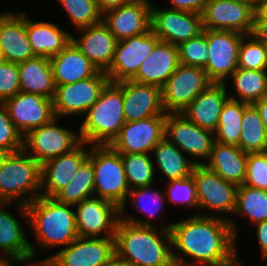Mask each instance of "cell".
I'll use <instances>...</instances> for the list:
<instances>
[{
  "mask_svg": "<svg viewBox=\"0 0 267 266\" xmlns=\"http://www.w3.org/2000/svg\"><path fill=\"white\" fill-rule=\"evenodd\" d=\"M248 103L228 98L219 116L217 129L214 131L215 141L222 144L238 146L241 122Z\"/></svg>",
  "mask_w": 267,
  "mask_h": 266,
  "instance_id": "37",
  "label": "cell"
},
{
  "mask_svg": "<svg viewBox=\"0 0 267 266\" xmlns=\"http://www.w3.org/2000/svg\"><path fill=\"white\" fill-rule=\"evenodd\" d=\"M123 90L109 82L88 109L80 127V138L88 145H110L125 123Z\"/></svg>",
  "mask_w": 267,
  "mask_h": 266,
  "instance_id": "4",
  "label": "cell"
},
{
  "mask_svg": "<svg viewBox=\"0 0 267 266\" xmlns=\"http://www.w3.org/2000/svg\"><path fill=\"white\" fill-rule=\"evenodd\" d=\"M257 235L258 246L260 247L261 261L267 258V221L254 224Z\"/></svg>",
  "mask_w": 267,
  "mask_h": 266,
  "instance_id": "48",
  "label": "cell"
},
{
  "mask_svg": "<svg viewBox=\"0 0 267 266\" xmlns=\"http://www.w3.org/2000/svg\"><path fill=\"white\" fill-rule=\"evenodd\" d=\"M114 256V237H78L64 249L46 257L36 265L103 266Z\"/></svg>",
  "mask_w": 267,
  "mask_h": 266,
  "instance_id": "10",
  "label": "cell"
},
{
  "mask_svg": "<svg viewBox=\"0 0 267 266\" xmlns=\"http://www.w3.org/2000/svg\"><path fill=\"white\" fill-rule=\"evenodd\" d=\"M238 68L267 70V45L252 34L244 35L239 47Z\"/></svg>",
  "mask_w": 267,
  "mask_h": 266,
  "instance_id": "41",
  "label": "cell"
},
{
  "mask_svg": "<svg viewBox=\"0 0 267 266\" xmlns=\"http://www.w3.org/2000/svg\"><path fill=\"white\" fill-rule=\"evenodd\" d=\"M26 31L35 56L51 58L62 51L70 42L71 35L55 23L33 21L26 14Z\"/></svg>",
  "mask_w": 267,
  "mask_h": 266,
  "instance_id": "30",
  "label": "cell"
},
{
  "mask_svg": "<svg viewBox=\"0 0 267 266\" xmlns=\"http://www.w3.org/2000/svg\"><path fill=\"white\" fill-rule=\"evenodd\" d=\"M168 187L165 191L167 201L188 208L198 210V199L196 192V185L193 179V175L187 178L170 180L167 182Z\"/></svg>",
  "mask_w": 267,
  "mask_h": 266,
  "instance_id": "43",
  "label": "cell"
},
{
  "mask_svg": "<svg viewBox=\"0 0 267 266\" xmlns=\"http://www.w3.org/2000/svg\"><path fill=\"white\" fill-rule=\"evenodd\" d=\"M116 84L123 90V112L126 122L166 115L161 87L158 85L141 84L132 80Z\"/></svg>",
  "mask_w": 267,
  "mask_h": 266,
  "instance_id": "21",
  "label": "cell"
},
{
  "mask_svg": "<svg viewBox=\"0 0 267 266\" xmlns=\"http://www.w3.org/2000/svg\"><path fill=\"white\" fill-rule=\"evenodd\" d=\"M85 145L87 143L81 142L72 151L41 164L40 196L54 197L67 186L81 164L88 158L90 145H87L88 148Z\"/></svg>",
  "mask_w": 267,
  "mask_h": 266,
  "instance_id": "22",
  "label": "cell"
},
{
  "mask_svg": "<svg viewBox=\"0 0 267 266\" xmlns=\"http://www.w3.org/2000/svg\"><path fill=\"white\" fill-rule=\"evenodd\" d=\"M151 30L161 41L178 46L203 33L202 14L160 9L151 4Z\"/></svg>",
  "mask_w": 267,
  "mask_h": 266,
  "instance_id": "15",
  "label": "cell"
},
{
  "mask_svg": "<svg viewBox=\"0 0 267 266\" xmlns=\"http://www.w3.org/2000/svg\"><path fill=\"white\" fill-rule=\"evenodd\" d=\"M20 92L31 93L53 99L56 84L51 60L48 57L35 56L18 64Z\"/></svg>",
  "mask_w": 267,
  "mask_h": 266,
  "instance_id": "31",
  "label": "cell"
},
{
  "mask_svg": "<svg viewBox=\"0 0 267 266\" xmlns=\"http://www.w3.org/2000/svg\"><path fill=\"white\" fill-rule=\"evenodd\" d=\"M11 202H0V258L30 260L37 251L25 236V228L16 217L6 209Z\"/></svg>",
  "mask_w": 267,
  "mask_h": 266,
  "instance_id": "25",
  "label": "cell"
},
{
  "mask_svg": "<svg viewBox=\"0 0 267 266\" xmlns=\"http://www.w3.org/2000/svg\"><path fill=\"white\" fill-rule=\"evenodd\" d=\"M133 0L103 13L102 21L120 41L151 29V2Z\"/></svg>",
  "mask_w": 267,
  "mask_h": 266,
  "instance_id": "20",
  "label": "cell"
},
{
  "mask_svg": "<svg viewBox=\"0 0 267 266\" xmlns=\"http://www.w3.org/2000/svg\"><path fill=\"white\" fill-rule=\"evenodd\" d=\"M166 115L125 122L110 146L119 153H148L164 138Z\"/></svg>",
  "mask_w": 267,
  "mask_h": 266,
  "instance_id": "17",
  "label": "cell"
},
{
  "mask_svg": "<svg viewBox=\"0 0 267 266\" xmlns=\"http://www.w3.org/2000/svg\"><path fill=\"white\" fill-rule=\"evenodd\" d=\"M20 92V78L17 63L8 61L0 62V101L15 96Z\"/></svg>",
  "mask_w": 267,
  "mask_h": 266,
  "instance_id": "46",
  "label": "cell"
},
{
  "mask_svg": "<svg viewBox=\"0 0 267 266\" xmlns=\"http://www.w3.org/2000/svg\"><path fill=\"white\" fill-rule=\"evenodd\" d=\"M4 104L11 121L23 137L55 118L53 99L41 95L18 92Z\"/></svg>",
  "mask_w": 267,
  "mask_h": 266,
  "instance_id": "19",
  "label": "cell"
},
{
  "mask_svg": "<svg viewBox=\"0 0 267 266\" xmlns=\"http://www.w3.org/2000/svg\"><path fill=\"white\" fill-rule=\"evenodd\" d=\"M164 137L184 154L208 160L215 141L214 132L199 127L182 113L166 114Z\"/></svg>",
  "mask_w": 267,
  "mask_h": 266,
  "instance_id": "14",
  "label": "cell"
},
{
  "mask_svg": "<svg viewBox=\"0 0 267 266\" xmlns=\"http://www.w3.org/2000/svg\"><path fill=\"white\" fill-rule=\"evenodd\" d=\"M88 159L94 169L95 197L111 201L120 208L130 190L121 153L110 145H90Z\"/></svg>",
  "mask_w": 267,
  "mask_h": 266,
  "instance_id": "6",
  "label": "cell"
},
{
  "mask_svg": "<svg viewBox=\"0 0 267 266\" xmlns=\"http://www.w3.org/2000/svg\"><path fill=\"white\" fill-rule=\"evenodd\" d=\"M256 10L236 0H207L202 12L204 29L251 34Z\"/></svg>",
  "mask_w": 267,
  "mask_h": 266,
  "instance_id": "18",
  "label": "cell"
},
{
  "mask_svg": "<svg viewBox=\"0 0 267 266\" xmlns=\"http://www.w3.org/2000/svg\"><path fill=\"white\" fill-rule=\"evenodd\" d=\"M159 41L151 29L118 41L111 65L104 71L110 82L131 80Z\"/></svg>",
  "mask_w": 267,
  "mask_h": 266,
  "instance_id": "13",
  "label": "cell"
},
{
  "mask_svg": "<svg viewBox=\"0 0 267 266\" xmlns=\"http://www.w3.org/2000/svg\"><path fill=\"white\" fill-rule=\"evenodd\" d=\"M75 31L102 22L103 13L96 0H58Z\"/></svg>",
  "mask_w": 267,
  "mask_h": 266,
  "instance_id": "40",
  "label": "cell"
},
{
  "mask_svg": "<svg viewBox=\"0 0 267 266\" xmlns=\"http://www.w3.org/2000/svg\"><path fill=\"white\" fill-rule=\"evenodd\" d=\"M147 227L120 220L115 231V255L129 266H175L172 223Z\"/></svg>",
  "mask_w": 267,
  "mask_h": 266,
  "instance_id": "2",
  "label": "cell"
},
{
  "mask_svg": "<svg viewBox=\"0 0 267 266\" xmlns=\"http://www.w3.org/2000/svg\"><path fill=\"white\" fill-rule=\"evenodd\" d=\"M78 32L80 38L71 35V41L99 70L105 71L111 65L118 40L103 21Z\"/></svg>",
  "mask_w": 267,
  "mask_h": 266,
  "instance_id": "24",
  "label": "cell"
},
{
  "mask_svg": "<svg viewBox=\"0 0 267 266\" xmlns=\"http://www.w3.org/2000/svg\"><path fill=\"white\" fill-rule=\"evenodd\" d=\"M170 232L172 250L183 254L172 251L175 266H241L237 238L225 218L193 214L172 223Z\"/></svg>",
  "mask_w": 267,
  "mask_h": 266,
  "instance_id": "1",
  "label": "cell"
},
{
  "mask_svg": "<svg viewBox=\"0 0 267 266\" xmlns=\"http://www.w3.org/2000/svg\"><path fill=\"white\" fill-rule=\"evenodd\" d=\"M103 266H129L126 262L122 261L116 255L112 257L106 264Z\"/></svg>",
  "mask_w": 267,
  "mask_h": 266,
  "instance_id": "54",
  "label": "cell"
},
{
  "mask_svg": "<svg viewBox=\"0 0 267 266\" xmlns=\"http://www.w3.org/2000/svg\"><path fill=\"white\" fill-rule=\"evenodd\" d=\"M4 58H3V52H2V48L0 46V62L3 61Z\"/></svg>",
  "mask_w": 267,
  "mask_h": 266,
  "instance_id": "57",
  "label": "cell"
},
{
  "mask_svg": "<svg viewBox=\"0 0 267 266\" xmlns=\"http://www.w3.org/2000/svg\"><path fill=\"white\" fill-rule=\"evenodd\" d=\"M152 186L153 185L146 186V187H138V188L129 190L126 202L120 207V220H124L132 224L147 226V227L157 226L153 224L152 222H150L149 219H156V217L157 219L159 218V216H157L156 214L157 212H159L160 208L164 209L163 204L165 203L164 200H166V195H165V192L163 191L161 192L156 189L153 190ZM128 199L131 200L130 202L136 207L138 212H141L148 217L147 219L148 221L147 220L145 221V219L141 220L140 218H136L135 216L133 217L132 215L126 216L125 206L127 204ZM148 199H149V202H148ZM144 202L145 203L147 202V206L145 205Z\"/></svg>",
  "mask_w": 267,
  "mask_h": 266,
  "instance_id": "33",
  "label": "cell"
},
{
  "mask_svg": "<svg viewBox=\"0 0 267 266\" xmlns=\"http://www.w3.org/2000/svg\"><path fill=\"white\" fill-rule=\"evenodd\" d=\"M212 84L203 68L179 64L161 87L165 113H182L201 92Z\"/></svg>",
  "mask_w": 267,
  "mask_h": 266,
  "instance_id": "8",
  "label": "cell"
},
{
  "mask_svg": "<svg viewBox=\"0 0 267 266\" xmlns=\"http://www.w3.org/2000/svg\"><path fill=\"white\" fill-rule=\"evenodd\" d=\"M110 82L104 71L95 76L71 84L56 86L53 98L55 117L81 116L99 99L102 90Z\"/></svg>",
  "mask_w": 267,
  "mask_h": 266,
  "instance_id": "11",
  "label": "cell"
},
{
  "mask_svg": "<svg viewBox=\"0 0 267 266\" xmlns=\"http://www.w3.org/2000/svg\"><path fill=\"white\" fill-rule=\"evenodd\" d=\"M40 191L41 164L24 149L11 153L0 168V202L27 206Z\"/></svg>",
  "mask_w": 267,
  "mask_h": 266,
  "instance_id": "5",
  "label": "cell"
},
{
  "mask_svg": "<svg viewBox=\"0 0 267 266\" xmlns=\"http://www.w3.org/2000/svg\"><path fill=\"white\" fill-rule=\"evenodd\" d=\"M227 82L213 83L201 92L182 112L190 121L201 128L214 132L224 103L229 98Z\"/></svg>",
  "mask_w": 267,
  "mask_h": 266,
  "instance_id": "27",
  "label": "cell"
},
{
  "mask_svg": "<svg viewBox=\"0 0 267 266\" xmlns=\"http://www.w3.org/2000/svg\"><path fill=\"white\" fill-rule=\"evenodd\" d=\"M236 1L247 3L251 7H253L255 10L258 8V6L261 2V0H236Z\"/></svg>",
  "mask_w": 267,
  "mask_h": 266,
  "instance_id": "56",
  "label": "cell"
},
{
  "mask_svg": "<svg viewBox=\"0 0 267 266\" xmlns=\"http://www.w3.org/2000/svg\"><path fill=\"white\" fill-rule=\"evenodd\" d=\"M152 153L155 171L160 170L167 181L187 178L192 175L195 165H203V161L189 160L186 154L165 137L153 148Z\"/></svg>",
  "mask_w": 267,
  "mask_h": 266,
  "instance_id": "32",
  "label": "cell"
},
{
  "mask_svg": "<svg viewBox=\"0 0 267 266\" xmlns=\"http://www.w3.org/2000/svg\"><path fill=\"white\" fill-rule=\"evenodd\" d=\"M233 214L246 216L251 224L267 221V190L238 186Z\"/></svg>",
  "mask_w": 267,
  "mask_h": 266,
  "instance_id": "38",
  "label": "cell"
},
{
  "mask_svg": "<svg viewBox=\"0 0 267 266\" xmlns=\"http://www.w3.org/2000/svg\"><path fill=\"white\" fill-rule=\"evenodd\" d=\"M193 179L196 185L198 211L194 215L221 217L228 220L235 238L238 234V227L235 220L224 217L223 213L232 214L236 207V192L238 186L232 182L224 180L217 173L209 170L204 165H195L192 170ZM199 210H210L212 213H203ZM200 212V213H198ZM214 212H221V215Z\"/></svg>",
  "mask_w": 267,
  "mask_h": 266,
  "instance_id": "7",
  "label": "cell"
},
{
  "mask_svg": "<svg viewBox=\"0 0 267 266\" xmlns=\"http://www.w3.org/2000/svg\"><path fill=\"white\" fill-rule=\"evenodd\" d=\"M251 34L257 40L267 45V18H254Z\"/></svg>",
  "mask_w": 267,
  "mask_h": 266,
  "instance_id": "49",
  "label": "cell"
},
{
  "mask_svg": "<svg viewBox=\"0 0 267 266\" xmlns=\"http://www.w3.org/2000/svg\"><path fill=\"white\" fill-rule=\"evenodd\" d=\"M0 46L8 62L19 64L35 57L27 37L25 12L0 13Z\"/></svg>",
  "mask_w": 267,
  "mask_h": 266,
  "instance_id": "23",
  "label": "cell"
},
{
  "mask_svg": "<svg viewBox=\"0 0 267 266\" xmlns=\"http://www.w3.org/2000/svg\"><path fill=\"white\" fill-rule=\"evenodd\" d=\"M244 34L228 30H208V63L203 68L209 79L216 84L228 82L238 68L239 47Z\"/></svg>",
  "mask_w": 267,
  "mask_h": 266,
  "instance_id": "12",
  "label": "cell"
},
{
  "mask_svg": "<svg viewBox=\"0 0 267 266\" xmlns=\"http://www.w3.org/2000/svg\"><path fill=\"white\" fill-rule=\"evenodd\" d=\"M230 77L238 95L229 94L230 99L253 104L267 94V70L237 68Z\"/></svg>",
  "mask_w": 267,
  "mask_h": 266,
  "instance_id": "34",
  "label": "cell"
},
{
  "mask_svg": "<svg viewBox=\"0 0 267 266\" xmlns=\"http://www.w3.org/2000/svg\"><path fill=\"white\" fill-rule=\"evenodd\" d=\"M152 158V154L148 153H121L130 189L153 185L156 173Z\"/></svg>",
  "mask_w": 267,
  "mask_h": 266,
  "instance_id": "39",
  "label": "cell"
},
{
  "mask_svg": "<svg viewBox=\"0 0 267 266\" xmlns=\"http://www.w3.org/2000/svg\"><path fill=\"white\" fill-rule=\"evenodd\" d=\"M258 110L260 117L264 123V127L267 130V94H265L260 100L253 103Z\"/></svg>",
  "mask_w": 267,
  "mask_h": 266,
  "instance_id": "51",
  "label": "cell"
},
{
  "mask_svg": "<svg viewBox=\"0 0 267 266\" xmlns=\"http://www.w3.org/2000/svg\"><path fill=\"white\" fill-rule=\"evenodd\" d=\"M243 184L248 187L267 190V151L248 153L246 178Z\"/></svg>",
  "mask_w": 267,
  "mask_h": 266,
  "instance_id": "44",
  "label": "cell"
},
{
  "mask_svg": "<svg viewBox=\"0 0 267 266\" xmlns=\"http://www.w3.org/2000/svg\"><path fill=\"white\" fill-rule=\"evenodd\" d=\"M254 18H267V0H261L256 9Z\"/></svg>",
  "mask_w": 267,
  "mask_h": 266,
  "instance_id": "52",
  "label": "cell"
},
{
  "mask_svg": "<svg viewBox=\"0 0 267 266\" xmlns=\"http://www.w3.org/2000/svg\"><path fill=\"white\" fill-rule=\"evenodd\" d=\"M247 155L238 146L214 141L210 156L203 165L237 186L246 178Z\"/></svg>",
  "mask_w": 267,
  "mask_h": 266,
  "instance_id": "29",
  "label": "cell"
},
{
  "mask_svg": "<svg viewBox=\"0 0 267 266\" xmlns=\"http://www.w3.org/2000/svg\"><path fill=\"white\" fill-rule=\"evenodd\" d=\"M169 2L172 9L202 14L207 0H169Z\"/></svg>",
  "mask_w": 267,
  "mask_h": 266,
  "instance_id": "47",
  "label": "cell"
},
{
  "mask_svg": "<svg viewBox=\"0 0 267 266\" xmlns=\"http://www.w3.org/2000/svg\"><path fill=\"white\" fill-rule=\"evenodd\" d=\"M179 64L204 68L208 63L207 29L198 37L180 43L178 46Z\"/></svg>",
  "mask_w": 267,
  "mask_h": 266,
  "instance_id": "42",
  "label": "cell"
},
{
  "mask_svg": "<svg viewBox=\"0 0 267 266\" xmlns=\"http://www.w3.org/2000/svg\"><path fill=\"white\" fill-rule=\"evenodd\" d=\"M11 153L12 152L10 150L0 148V168L6 162Z\"/></svg>",
  "mask_w": 267,
  "mask_h": 266,
  "instance_id": "55",
  "label": "cell"
},
{
  "mask_svg": "<svg viewBox=\"0 0 267 266\" xmlns=\"http://www.w3.org/2000/svg\"><path fill=\"white\" fill-rule=\"evenodd\" d=\"M178 65V47L160 40L151 54L141 63L137 74L131 80L162 87Z\"/></svg>",
  "mask_w": 267,
  "mask_h": 266,
  "instance_id": "26",
  "label": "cell"
},
{
  "mask_svg": "<svg viewBox=\"0 0 267 266\" xmlns=\"http://www.w3.org/2000/svg\"><path fill=\"white\" fill-rule=\"evenodd\" d=\"M75 206V220L79 237L115 236L116 226L120 219V208L115 203L103 198L92 197Z\"/></svg>",
  "mask_w": 267,
  "mask_h": 266,
  "instance_id": "16",
  "label": "cell"
},
{
  "mask_svg": "<svg viewBox=\"0 0 267 266\" xmlns=\"http://www.w3.org/2000/svg\"><path fill=\"white\" fill-rule=\"evenodd\" d=\"M98 7L102 13L112 8L120 7L128 4L133 0H96Z\"/></svg>",
  "mask_w": 267,
  "mask_h": 266,
  "instance_id": "50",
  "label": "cell"
},
{
  "mask_svg": "<svg viewBox=\"0 0 267 266\" xmlns=\"http://www.w3.org/2000/svg\"><path fill=\"white\" fill-rule=\"evenodd\" d=\"M60 118L31 130L23 138V149L40 164L76 148L82 141L80 134L61 127Z\"/></svg>",
  "mask_w": 267,
  "mask_h": 266,
  "instance_id": "9",
  "label": "cell"
},
{
  "mask_svg": "<svg viewBox=\"0 0 267 266\" xmlns=\"http://www.w3.org/2000/svg\"><path fill=\"white\" fill-rule=\"evenodd\" d=\"M238 147L246 153L267 151V130L253 104L244 110Z\"/></svg>",
  "mask_w": 267,
  "mask_h": 266,
  "instance_id": "35",
  "label": "cell"
},
{
  "mask_svg": "<svg viewBox=\"0 0 267 266\" xmlns=\"http://www.w3.org/2000/svg\"><path fill=\"white\" fill-rule=\"evenodd\" d=\"M50 60L56 86L78 82L100 71L72 41Z\"/></svg>",
  "mask_w": 267,
  "mask_h": 266,
  "instance_id": "28",
  "label": "cell"
},
{
  "mask_svg": "<svg viewBox=\"0 0 267 266\" xmlns=\"http://www.w3.org/2000/svg\"><path fill=\"white\" fill-rule=\"evenodd\" d=\"M31 260H33V259H30V260H24V259H6V258H0V266H16L17 264H19V263H24V262H29V261H31ZM12 261V262H11ZM16 263V265L14 264L13 265V263Z\"/></svg>",
  "mask_w": 267,
  "mask_h": 266,
  "instance_id": "53",
  "label": "cell"
},
{
  "mask_svg": "<svg viewBox=\"0 0 267 266\" xmlns=\"http://www.w3.org/2000/svg\"><path fill=\"white\" fill-rule=\"evenodd\" d=\"M92 197H95L94 169L92 162L87 158L67 186L61 189L54 198L60 203L75 207L83 200Z\"/></svg>",
  "mask_w": 267,
  "mask_h": 266,
  "instance_id": "36",
  "label": "cell"
},
{
  "mask_svg": "<svg viewBox=\"0 0 267 266\" xmlns=\"http://www.w3.org/2000/svg\"><path fill=\"white\" fill-rule=\"evenodd\" d=\"M23 135L11 121L4 102L0 101V148L12 153L23 149Z\"/></svg>",
  "mask_w": 267,
  "mask_h": 266,
  "instance_id": "45",
  "label": "cell"
},
{
  "mask_svg": "<svg viewBox=\"0 0 267 266\" xmlns=\"http://www.w3.org/2000/svg\"><path fill=\"white\" fill-rule=\"evenodd\" d=\"M71 207L54 197L39 196L27 206L19 204L17 208L20 218L34 232L36 245L50 250L68 246L79 237L75 211Z\"/></svg>",
  "mask_w": 267,
  "mask_h": 266,
  "instance_id": "3",
  "label": "cell"
}]
</instances>
